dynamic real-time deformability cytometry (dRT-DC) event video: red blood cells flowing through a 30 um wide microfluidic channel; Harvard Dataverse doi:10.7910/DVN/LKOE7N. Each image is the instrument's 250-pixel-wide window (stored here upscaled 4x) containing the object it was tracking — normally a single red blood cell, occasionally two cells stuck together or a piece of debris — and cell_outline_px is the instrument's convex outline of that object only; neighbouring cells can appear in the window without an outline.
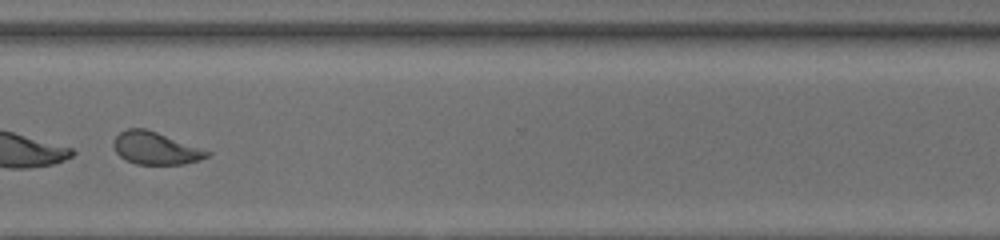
{"species": "common noctule bat (a hibernating species)", "species_latin": "Nyctalus noctula", "temperature_condition": "room temperature", "stored_images_in_passage": 38, "segment_of_instrument_passage": [2, 2], "camera_frame_rate_fps": 3000, "um_per_image_px": 0.085, "animal": {"sex": "female", "body_mass_g": 20.0, "forearm_length_mm": 54.0}, "frame": {"image": 1, "passage_image": 35, "time_ms": 11.333, "image_size_px": [1000, 240], "cell_outline_px": [[212, 152], [208, 156], [200, 160], [184, 164], [136, 164], [120, 156], [116, 152], [112, 144], [112, 140], [120, 132], [128, 128], [144, 128], [156, 132]], "centroid_in_image_um": [13.19, 12.6], "position_along_channel_um": 357.4, "area_um2": 17.51}}